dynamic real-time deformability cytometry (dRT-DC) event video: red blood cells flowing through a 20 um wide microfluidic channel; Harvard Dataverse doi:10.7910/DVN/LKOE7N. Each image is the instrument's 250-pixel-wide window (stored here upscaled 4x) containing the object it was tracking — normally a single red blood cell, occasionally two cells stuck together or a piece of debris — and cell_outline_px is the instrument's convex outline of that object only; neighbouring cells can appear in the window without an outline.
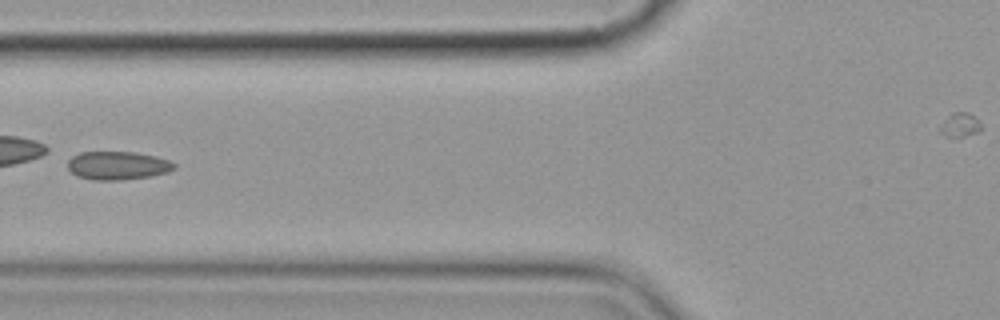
{"species": "common noctule bat (a hibernating species)", "species_latin": "Nyctalus noctula", "temperature_condition": "cold", "stored_images_in_passage": 8, "camera_frame_rate_fps": 3000, "um_per_image_px": 0.085, "animal": {"sex": "female", "body_mass_g": 19.9}, "frame": {"image": 1, "passage_image": 4, "time_ms": 4.333, "image_size_px": [1000, 320], "cell_outline_px": [[176, 168], [168, 172], [152, 176], [120, 180], [92, 180], [76, 176], [68, 168], [68, 160], [72, 156], [80, 152], [132, 152], [156, 156], [168, 160], [176, 164]], "centroid_in_image_um": [10.0, 14.07], "position_along_channel_um": 115.8, "area_um2": 17.69}}
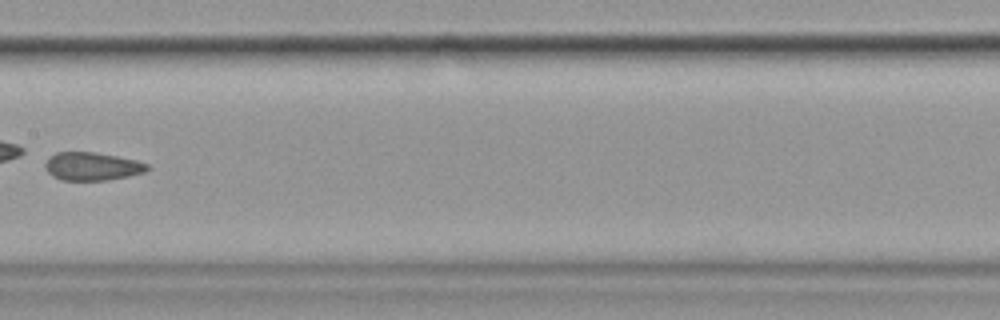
{"frame": {"image": 2, "passage_image": 6, "time_ms": 6.667, "image_size_px": [1000, 320], "cell_outline_px": [[148, 168], [144, 172], [128, 176], [108, 180], [60, 180], [52, 176], [48, 172], [44, 164], [48, 156], [56, 152], [96, 152], [136, 160], [148, 164]], "centroid_in_image_um": [7.78, 14.13], "position_along_channel_um": 199.6, "area_um2": 16.76}}
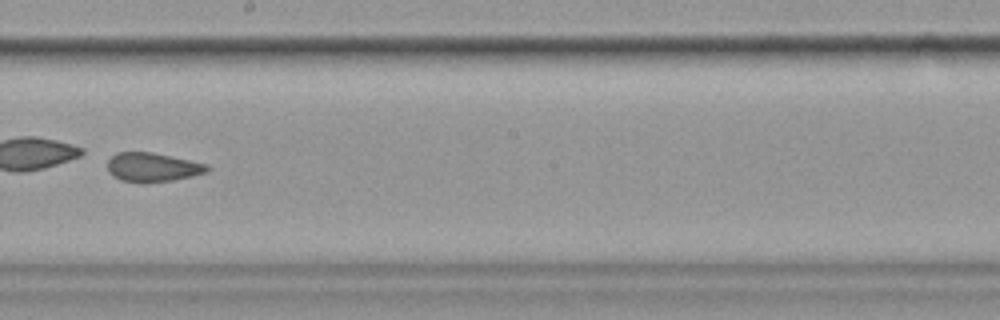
{"frame": {"image": 3, "passage_image": 7, "time_ms": 7.667, "image_size_px": [1000, 320], "cell_outline_px": [[212, 168], [208, 172], [192, 176], [172, 180], [120, 180], [112, 176], [108, 172], [108, 160], [116, 152], [152, 152], [208, 164]], "centroid_in_image_um": [13.0, 14.18], "position_along_channel_um": 235.2, "area_um2": 16.42}}